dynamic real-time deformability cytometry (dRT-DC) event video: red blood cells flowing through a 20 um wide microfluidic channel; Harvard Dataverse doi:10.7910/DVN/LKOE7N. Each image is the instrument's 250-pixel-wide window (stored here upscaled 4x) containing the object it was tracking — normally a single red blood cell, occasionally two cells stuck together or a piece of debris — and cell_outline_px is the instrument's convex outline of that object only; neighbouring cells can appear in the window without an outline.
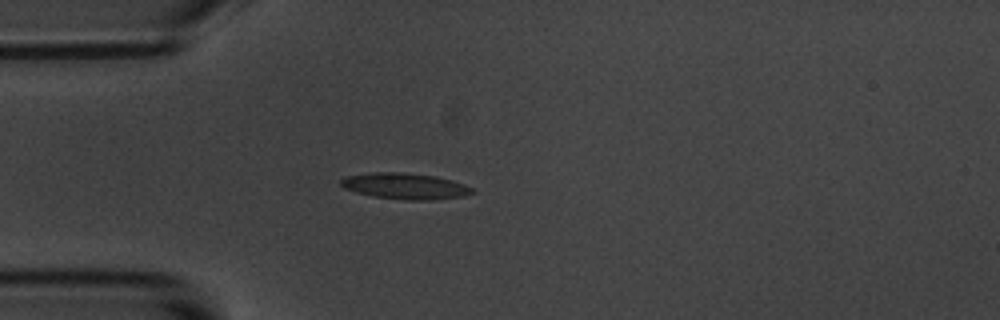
{"species": "common noctule bat (a hibernating species)", "species_latin": "Nyctalus noctula", "temperature_condition": "room temperature", "stored_images_in_passage": 4, "camera_frame_rate_fps": 3000, "um_per_image_px": 0.085, "animal": {"sex": "male", "body_mass_g": 20.1, "forearm_length_mm": 53.5}, "frame": {"image": 1, "passage_image": 1, "time_ms": 0.0, "image_size_px": [1000, 320], "cell_outline_px": [[476, 192], [464, 196], [428, 200], [404, 200], [372, 196], [356, 192], [344, 188], [340, 184], [340, 180], [344, 176], [372, 172], [400, 172], [436, 176], [452, 180], [464, 184], [472, 188]], "centroid_in_image_um": [34.42, 15.81], "position_along_channel_um": 50.6, "area_um2": 20.06}}
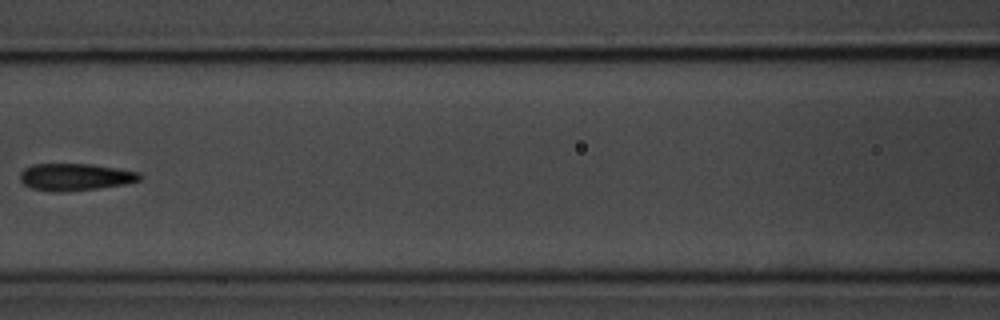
{"frame": {"image": 2, "passage_image": 4, "time_ms": 3.333, "image_size_px": [1000, 320], "cell_outline_px": [[144, 176], [140, 180], [124, 184], [100, 188], [64, 192], [52, 192], [32, 188], [24, 184], [20, 180], [20, 172], [24, 168], [32, 164], [92, 164], [140, 172]], "centroid_in_image_um": [6.4, 15.04], "position_along_channel_um": 160.2, "area_um2": 19.07}}